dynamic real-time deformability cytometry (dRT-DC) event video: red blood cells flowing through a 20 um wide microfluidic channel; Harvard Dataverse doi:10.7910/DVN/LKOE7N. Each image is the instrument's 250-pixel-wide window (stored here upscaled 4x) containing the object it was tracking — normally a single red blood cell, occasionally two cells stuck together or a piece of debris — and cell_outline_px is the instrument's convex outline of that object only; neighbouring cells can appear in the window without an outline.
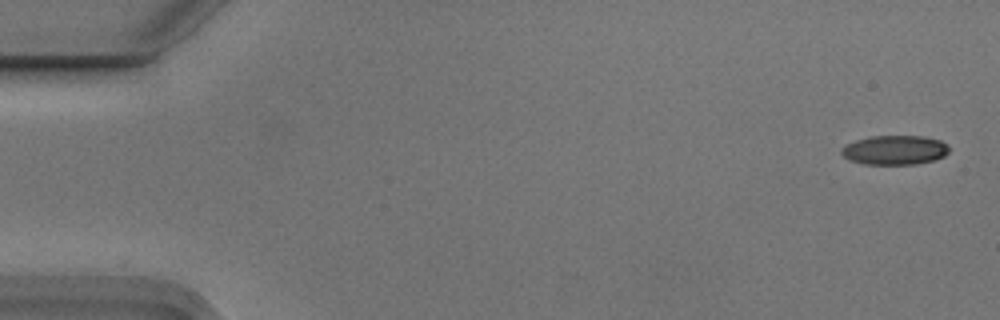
{"species": "Egyptian fruit bat (a non-hibernating species)", "species_latin": "Rousettus aegyptiacus", "temperature_condition": "cold", "stored_images_in_passage": 4, "camera_frame_rate_fps": 3000, "um_per_image_px": 0.085, "animal": {"sex": "male"}, "frame": {"image": 1, "passage_image": 1, "time_ms": 0.0, "image_size_px": [1000, 320], "cell_outline_px": [[948, 152], [944, 156], [932, 160], [916, 164], [864, 164], [848, 160], [840, 152], [840, 148], [856, 140], [868, 136], [924, 136], [940, 140], [948, 144]], "centroid_in_image_um": [76.03, 12.75], "position_along_channel_um": 9.0, "area_um2": 18.44}}
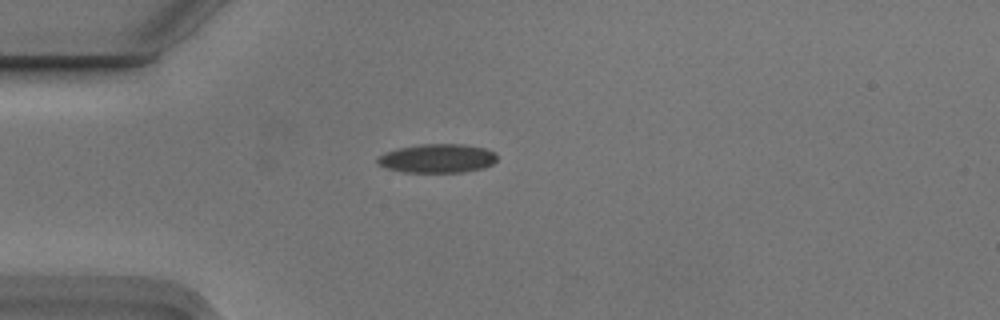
{"frame": {"image": 2, "passage_image": 4, "time_ms": 1.0, "image_size_px": [1000, 320], "cell_outline_px": [[496, 160], [492, 164], [484, 168], [460, 172], [404, 172], [384, 168], [376, 164], [376, 156], [384, 152], [400, 148], [420, 144], [464, 144], [484, 148], [496, 152]], "centroid_in_image_um": [37.13, 13.46], "position_along_channel_um": 47.9, "area_um2": 20.29}}